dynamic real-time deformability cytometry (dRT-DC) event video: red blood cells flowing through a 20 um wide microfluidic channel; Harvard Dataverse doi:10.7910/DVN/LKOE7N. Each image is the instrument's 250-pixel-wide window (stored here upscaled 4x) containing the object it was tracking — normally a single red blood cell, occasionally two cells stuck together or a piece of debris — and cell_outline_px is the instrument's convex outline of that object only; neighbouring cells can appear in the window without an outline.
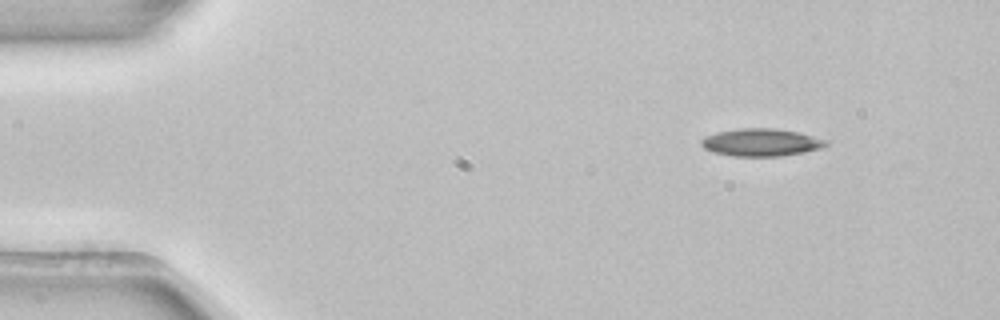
{"species": "common noctule bat (a hibernating species)", "species_latin": "Nyctalus noctula", "temperature_condition": "room temperature", "stored_images_in_passage": 4, "camera_frame_rate_fps": 3000, "um_per_image_px": 0.085, "animal": {"sex": "female", "body_mass_g": 22.7, "forearm_length_mm": 54.2}, "frame": {"image": 1, "passage_image": 1, "time_ms": 0.0, "image_size_px": [1000, 320], "cell_outline_px": [[828, 144], [820, 148], [804, 152], [780, 156], [732, 156], [712, 152], [704, 148], [700, 144], [700, 140], [704, 136], [716, 132], [740, 128], [772, 128], [800, 132], [828, 140]], "centroid_in_image_um": [64.67, 12.1], "position_along_channel_um": 20.3, "area_um2": 20.17}}